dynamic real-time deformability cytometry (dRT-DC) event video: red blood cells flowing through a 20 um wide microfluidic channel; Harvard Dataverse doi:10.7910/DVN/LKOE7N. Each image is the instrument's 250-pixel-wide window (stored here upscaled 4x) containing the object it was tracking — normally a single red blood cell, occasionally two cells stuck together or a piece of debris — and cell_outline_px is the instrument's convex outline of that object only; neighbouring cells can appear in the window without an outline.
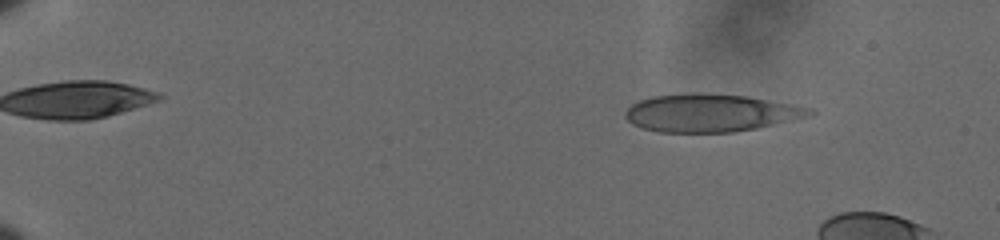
{"species": "human", "species_latin": "Homo sapiens", "temperature_condition": "cold", "stored_images_in_passage": 17, "camera_frame_rate_fps": 3000, "um_per_image_px": 0.085, "donor": {"sex": "male"}, "frame": {"image": 1, "passage_image": 6, "time_ms": 1.667, "image_size_px": [1000, 240], "cell_outline_px": [[816, 112], [804, 116], [756, 128], [732, 132], [656, 132], [632, 124], [624, 116], [624, 112], [632, 104], [640, 100], [652, 96], [688, 92], [700, 92], [744, 96], [812, 108]], "centroid_in_image_um": [60.3, 9.59], "position_along_channel_um": 24.7, "area_um2": 40.11}}